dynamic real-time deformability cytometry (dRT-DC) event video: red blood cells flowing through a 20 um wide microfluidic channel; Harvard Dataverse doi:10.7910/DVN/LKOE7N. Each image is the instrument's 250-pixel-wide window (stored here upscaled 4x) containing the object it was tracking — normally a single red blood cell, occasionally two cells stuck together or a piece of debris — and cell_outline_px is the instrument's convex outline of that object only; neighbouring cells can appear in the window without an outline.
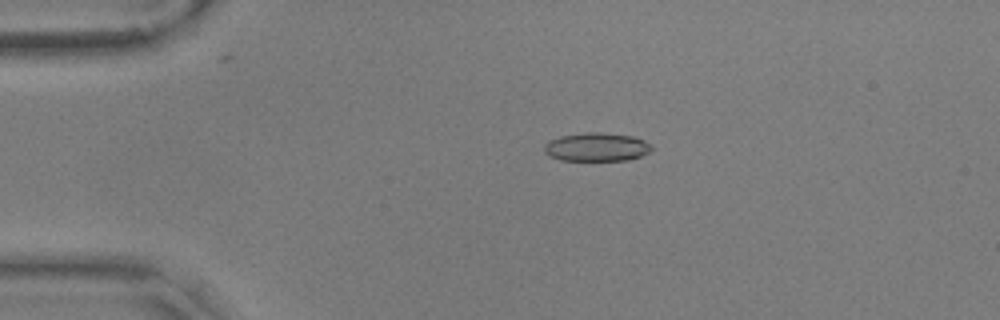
{"species": "common noctule bat (a hibernating species)", "species_latin": "Nyctalus noctula", "temperature_condition": "warm", "stored_images_in_passage": 51, "camera_frame_rate_fps": 3000, "um_per_image_px": 0.085, "animal": {"sex": "male", "body_mass_g": 17.9, "forearm_length_mm": 54.2}, "frame": {"image": 1, "passage_image": 7, "time_ms": 2.0, "image_size_px": [1000, 320], "cell_outline_px": [[652, 148], [648, 152], [640, 156], [628, 160], [560, 160], [548, 156], [544, 152], [544, 144], [548, 140], [560, 136], [588, 132], [600, 132], [636, 136], [652, 144]], "centroid_in_image_um": [50.7, 12.49], "position_along_channel_um": 34.3, "area_um2": 18.03}}
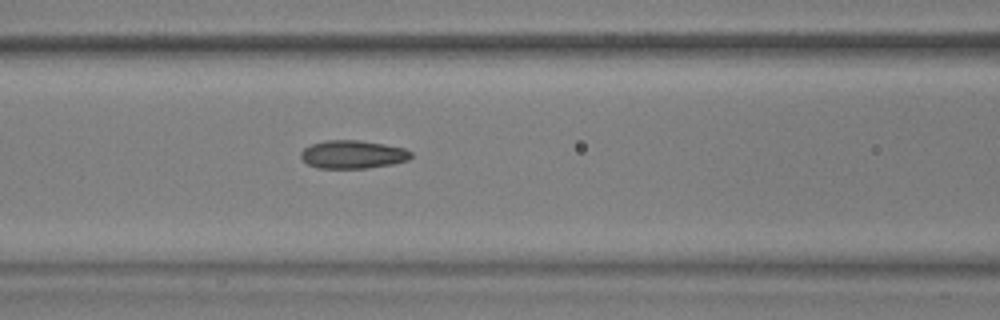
{"frame": {"image": 2, "passage_image": 19, "time_ms": 6.0, "image_size_px": [1000, 320], "cell_outline_px": [[412, 156], [408, 160], [392, 164], [368, 168], [316, 168], [308, 164], [300, 156], [300, 152], [304, 148], [312, 144], [328, 140], [360, 140], [384, 144], [404, 148], [412, 152]], "centroid_in_image_um": [29.99, 13.13], "position_along_channel_um": 136.6, "area_um2": 18.09}}
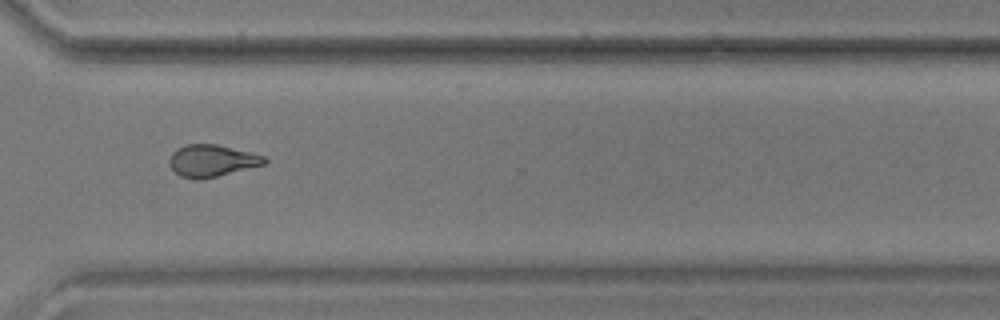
{"frame": {"image": 3, "passage_image": 37, "time_ms": 12.0, "image_size_px": [1000, 320], "cell_outline_px": [[268, 160], [264, 164], [200, 180], [196, 180], [180, 176], [168, 164], [168, 160], [172, 152], [176, 148], [184, 144], [216, 144], [264, 156]], "centroid_in_image_um": [17.94, 13.65], "position_along_channel_um": 352.7, "area_um2": 17.57}, "authors_computed_cell_mechanics": {"area_um2": 18.0336, "velocity_mm_per_s": 3.6029, "shape_relaxation_time_tau1_ms": null, "shape_relaxation_time_tau2_ms": 2.3052, "deformation_change_tau1": null, "deformation_change_tau2": 0.0935}}